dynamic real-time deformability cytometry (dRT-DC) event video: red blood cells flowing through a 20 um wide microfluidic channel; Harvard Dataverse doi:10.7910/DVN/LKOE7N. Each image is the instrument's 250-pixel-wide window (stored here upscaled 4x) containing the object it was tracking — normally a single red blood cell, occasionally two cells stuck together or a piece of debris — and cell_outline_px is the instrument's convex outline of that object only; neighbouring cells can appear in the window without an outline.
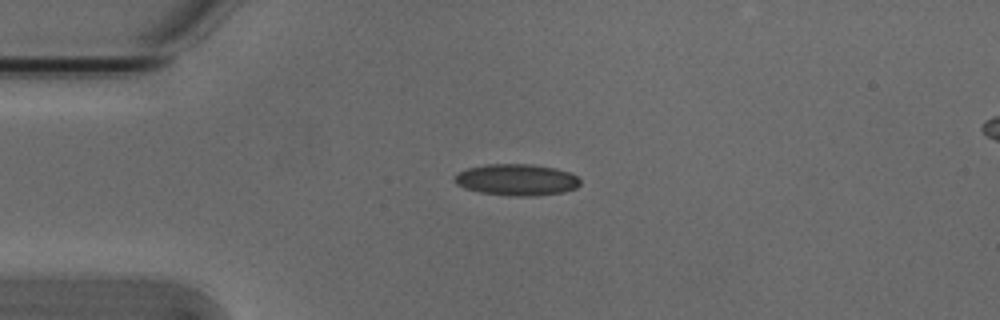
{"species": "Egyptian fruit bat (a non-hibernating species)", "species_latin": "Rousettus aegyptiacus", "temperature_condition": "cold", "stored_images_in_passage": 2, "camera_frame_rate_fps": 3000, "um_per_image_px": 0.085, "animal": {"sex": "male"}, "frame": {"image": 1, "passage_image": 1, "time_ms": 0.0, "image_size_px": [1000, 320], "cell_outline_px": [[580, 184], [576, 188], [564, 192], [536, 196], [508, 196], [480, 192], [464, 188], [456, 184], [452, 180], [452, 176], [468, 168], [484, 164], [532, 164], [556, 168], [568, 172], [576, 176], [580, 180]], "centroid_in_image_um": [43.89, 15.28], "position_along_channel_um": 41.1, "area_um2": 23.29}}